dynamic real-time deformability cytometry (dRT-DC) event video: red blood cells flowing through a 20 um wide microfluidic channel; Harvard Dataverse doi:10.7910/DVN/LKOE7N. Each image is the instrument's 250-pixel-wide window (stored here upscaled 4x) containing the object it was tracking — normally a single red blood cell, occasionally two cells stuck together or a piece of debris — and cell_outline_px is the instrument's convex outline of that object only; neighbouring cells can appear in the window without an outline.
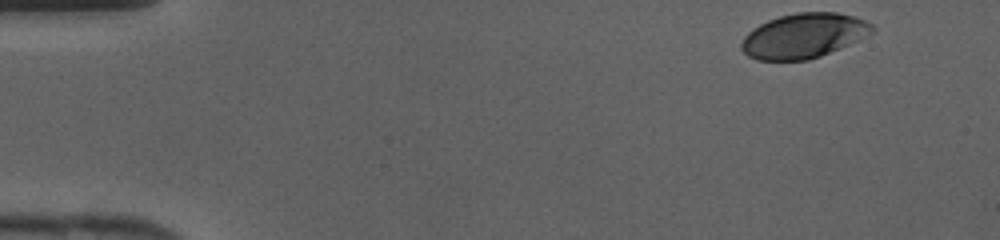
{"species": "human", "species_latin": "Homo sapiens", "temperature_condition": "cold", "stored_images_in_passage": 34, "camera_frame_rate_fps": 3000, "um_per_image_px": 0.085, "donor": {"sex": "female"}, "frame": {"image": 1, "passage_image": 1, "time_ms": 0.0, "image_size_px": [1000, 240], "cell_outline_px": [[876, 28], [872, 32], [848, 44], [820, 56], [808, 60], [756, 60], [748, 56], [740, 48], [740, 44], [744, 36], [748, 32], [760, 24], [768, 20], [780, 16], [796, 12], [836, 12], [852, 16], [864, 20], [872, 24]], "centroid_in_image_um": [68.27, 3.03], "position_along_channel_um": 16.7, "area_um2": 33.81}}
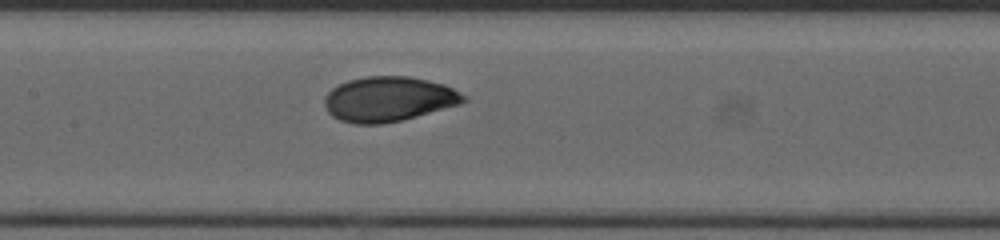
{"frame": {"image": 2, "passage_image": 18, "time_ms": 5.667, "image_size_px": [1000, 240], "cell_outline_px": [[468, 100], [460, 104], [404, 120], [380, 124], [356, 124], [340, 120], [332, 116], [328, 112], [324, 104], [324, 96], [332, 88], [348, 80], [364, 76], [408, 76], [428, 80], [444, 84], [468, 96]], "centroid_in_image_um": [33.04, 8.42], "position_along_channel_um": 174.4, "area_um2": 36.65}}
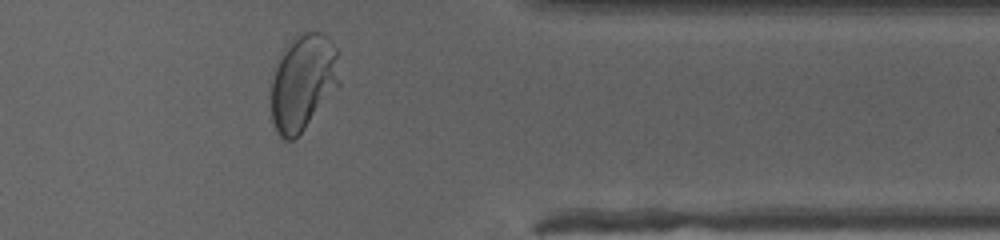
{"frame": {"image": 3, "passage_image": 32, "time_ms": 10.333, "image_size_px": [1000, 240], "cell_outline_px": [[340, 84], [304, 128], [292, 140], [284, 140], [276, 132], [272, 120], [268, 96], [268, 80], [280, 52], [304, 32], [324, 32], [332, 40], [336, 48]], "centroid_in_image_um": [25.68, 6.99], "position_along_channel_um": 385.7, "area_um2": 39.02}}